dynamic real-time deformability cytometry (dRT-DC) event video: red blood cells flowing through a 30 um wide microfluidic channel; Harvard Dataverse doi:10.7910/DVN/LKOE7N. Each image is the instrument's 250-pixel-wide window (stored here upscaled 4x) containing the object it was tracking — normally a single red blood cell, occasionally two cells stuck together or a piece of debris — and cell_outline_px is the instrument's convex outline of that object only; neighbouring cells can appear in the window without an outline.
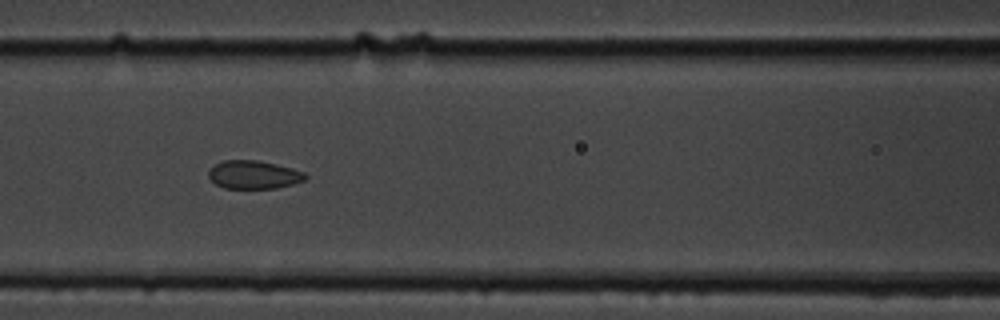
{"species": "common noctule bat (a hibernating species)", "species_latin": "Nyctalus noctula", "temperature_condition": "cold", "stored_images_in_passage": 8, "segment_of_instrument_passage": [1, 2], "camera_frame_rate_fps": 3000, "um_per_image_px": 0.085, "animal": {"sex": "male", "body_mass_g": 19.5, "forearm_length_mm": 54.6}, "frame": {"image": 1, "passage_image": 6, "time_ms": 5.667, "image_size_px": [1000, 320], "cell_outline_px": [[308, 176], [304, 180], [292, 184], [276, 188], [224, 188], [216, 184], [208, 176], [208, 168], [224, 160], [256, 160], [276, 164], [292, 168], [304, 172]], "centroid_in_image_um": [21.55, 14.84], "position_along_channel_um": 145.1, "area_um2": 15.9}}
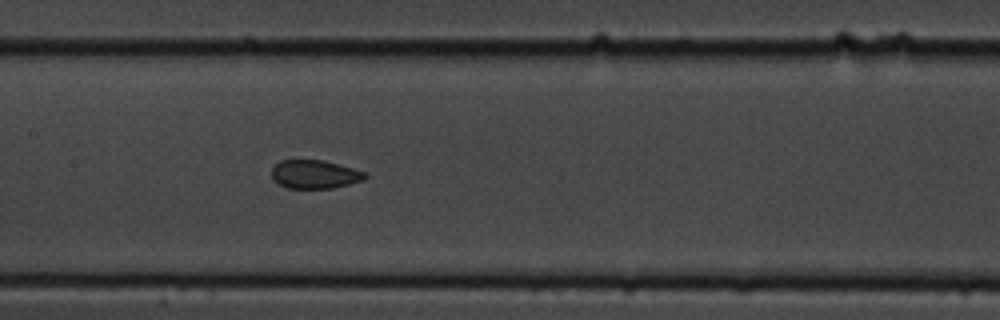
{"frame": {"image": 2, "passage_image": 7, "time_ms": 6.667, "image_size_px": [1000, 320], "cell_outline_px": [[368, 176], [364, 180], [332, 188], [288, 188], [276, 184], [272, 180], [272, 168], [280, 160], [324, 160], [352, 168], [364, 172]], "centroid_in_image_um": [26.71, 14.82], "position_along_channel_um": 180.7, "area_um2": 15.55}}